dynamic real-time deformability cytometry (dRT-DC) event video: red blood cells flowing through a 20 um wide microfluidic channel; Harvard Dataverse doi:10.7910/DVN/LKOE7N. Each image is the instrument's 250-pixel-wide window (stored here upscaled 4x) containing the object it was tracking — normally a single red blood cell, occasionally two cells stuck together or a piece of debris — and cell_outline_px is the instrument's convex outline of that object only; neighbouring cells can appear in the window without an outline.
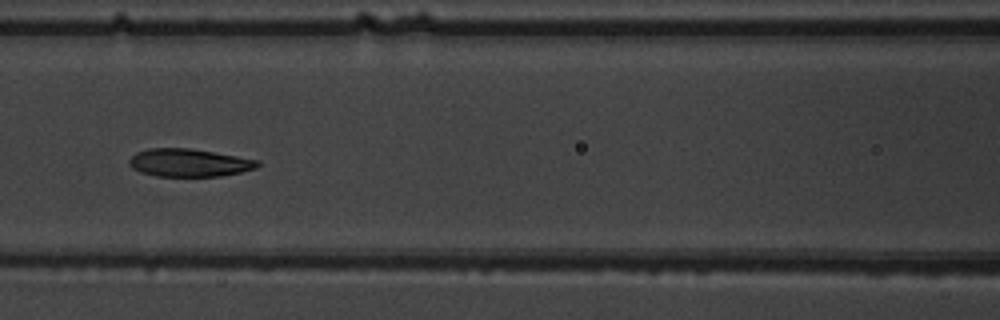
{"species": "common noctule bat (a hibernating species)", "species_latin": "Nyctalus noctula", "temperature_condition": "warm", "stored_images_in_passage": 7, "camera_frame_rate_fps": 3000, "um_per_image_px": 0.085, "animal": {"sex": "male", "body_mass_g": 19.5, "forearm_length_mm": 54.6}, "frame": {"image": 1, "passage_image": 7, "time_ms": 7.0, "image_size_px": [1000, 320], "cell_outline_px": [[260, 164], [256, 168], [240, 172], [220, 176], [156, 176], [140, 172], [132, 168], [128, 164], [128, 160], [136, 152], [148, 148], [188, 148], [260, 160]], "centroid_in_image_um": [16.04, 13.83], "position_along_channel_um": 150.6, "area_um2": 20.81}}